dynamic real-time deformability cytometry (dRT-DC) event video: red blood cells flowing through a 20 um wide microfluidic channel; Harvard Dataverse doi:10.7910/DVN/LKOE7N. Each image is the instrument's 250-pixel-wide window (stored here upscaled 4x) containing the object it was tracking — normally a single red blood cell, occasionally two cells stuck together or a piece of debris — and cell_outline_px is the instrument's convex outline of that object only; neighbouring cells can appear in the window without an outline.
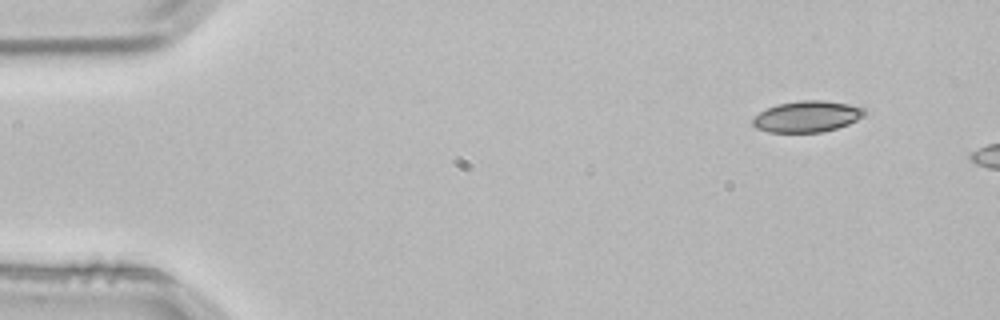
{"species": "common noctule bat (a hibernating species)", "species_latin": "Nyctalus noctula", "temperature_condition": "room temperature", "stored_images_in_passage": 2, "camera_frame_rate_fps": 3000, "um_per_image_px": 0.085, "animal": {"sex": "male", "body_mass_g": 21.5, "forearm_length_mm": 52.0}, "frame": {"image": 1, "passage_image": 1, "time_ms": 0.0, "image_size_px": [1000, 320], "cell_outline_px": [[864, 112], [856, 120], [848, 124], [836, 128], [820, 132], [768, 132], [756, 128], [752, 124], [752, 116], [776, 104], [800, 100], [824, 100], [848, 104], [864, 108]], "centroid_in_image_um": [68.53, 9.9], "position_along_channel_um": 16.5, "area_um2": 20.17}}